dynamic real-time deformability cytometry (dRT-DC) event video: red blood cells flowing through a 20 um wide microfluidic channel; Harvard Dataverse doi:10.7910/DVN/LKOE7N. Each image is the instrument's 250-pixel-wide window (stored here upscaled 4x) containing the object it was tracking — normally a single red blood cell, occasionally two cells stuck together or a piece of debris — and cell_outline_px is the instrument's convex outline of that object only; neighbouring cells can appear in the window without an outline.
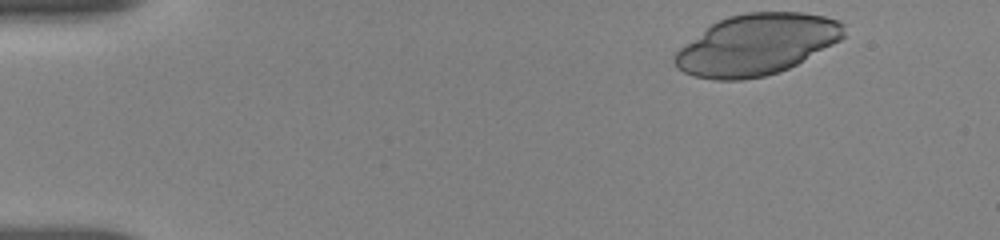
{"species": "human", "species_latin": "Homo sapiens", "temperature_condition": "room temperature", "stored_images_in_passage": 49, "camera_frame_rate_fps": 3000, "um_per_image_px": 0.085, "donor": {"sex": "female"}, "frame": {"image": 1, "passage_image": 1, "time_ms": 0.0, "image_size_px": [1000, 240], "cell_outline_px": [[844, 36], [840, 40], [796, 64], [788, 68], [764, 76], [740, 80], [716, 80], [696, 76], [684, 72], [672, 60], [672, 56], [680, 48], [712, 24], [728, 16], [748, 12], [800, 12], [824, 16], [840, 20], [844, 24]], "centroid_in_image_um": [64.32, 3.78], "position_along_channel_um": 20.7, "area_um2": 59.42}}